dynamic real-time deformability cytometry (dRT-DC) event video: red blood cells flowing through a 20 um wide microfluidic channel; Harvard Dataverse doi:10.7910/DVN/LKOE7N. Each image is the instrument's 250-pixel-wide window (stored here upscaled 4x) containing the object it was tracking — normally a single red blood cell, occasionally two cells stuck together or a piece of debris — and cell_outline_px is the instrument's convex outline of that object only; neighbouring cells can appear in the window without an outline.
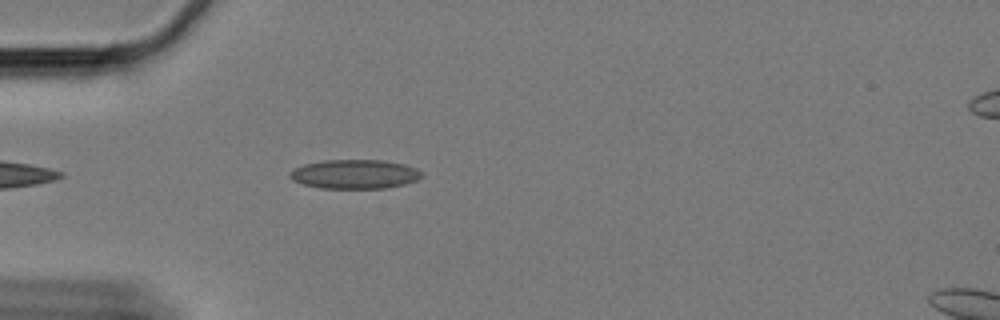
{"species": "Egyptian fruit bat (a non-hibernating species)", "species_latin": "Rousettus aegyptiacus", "temperature_condition": "cold", "stored_images_in_passage": 25, "camera_frame_rate_fps": 3000, "um_per_image_px": 0.085, "animal": {"sex": "female"}, "frame": {"image": 1, "passage_image": 5, "time_ms": 1.333, "image_size_px": [1000, 320], "cell_outline_px": [[424, 172], [416, 180], [404, 184], [384, 188], [320, 188], [304, 184], [292, 180], [288, 176], [288, 172], [304, 164], [324, 160], [384, 160], [404, 164], [416, 168]], "centroid_in_image_um": [30.14, 14.79], "position_along_channel_um": 54.9, "area_um2": 22.37}}
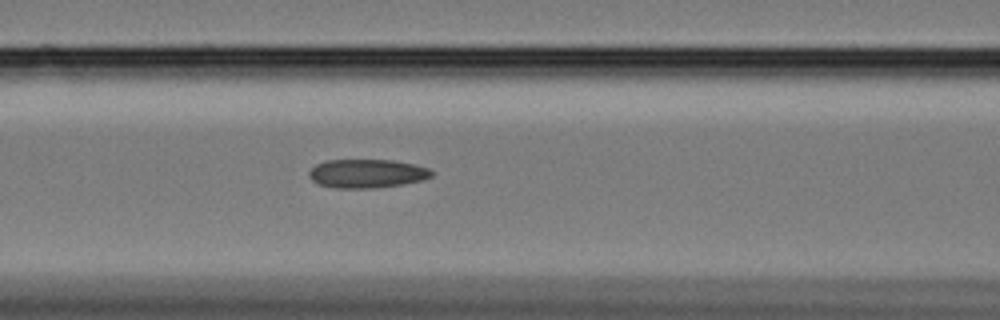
{"frame": {"image": 2, "passage_image": 13, "time_ms": 4.0, "image_size_px": [1000, 320], "cell_outline_px": [[436, 172], [432, 176], [424, 180], [376, 188], [336, 188], [320, 184], [312, 180], [308, 176], [308, 172], [316, 164], [328, 160], [392, 160], [412, 164], [428, 168]], "centroid_in_image_um": [31.2, 14.75], "position_along_channel_um": 135.4, "area_um2": 20.46}}
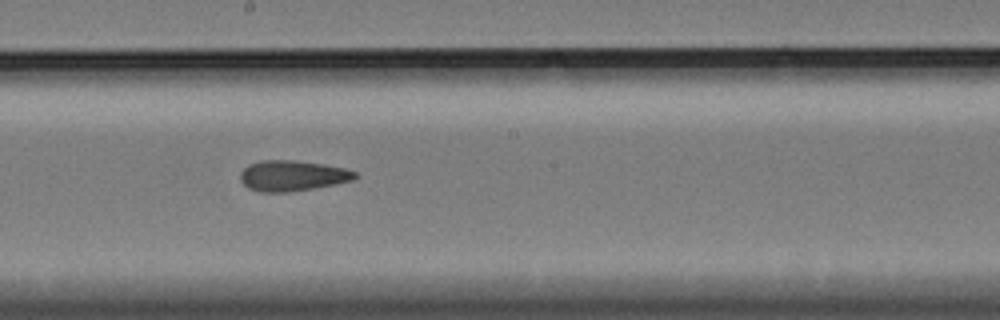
{"frame": {"image": 3, "passage_image": 21, "time_ms": 6.667, "image_size_px": [1000, 320], "cell_outline_px": [[356, 176], [352, 180], [336, 184], [288, 192], [260, 192], [248, 188], [240, 180], [240, 172], [248, 164], [264, 160], [292, 160], [320, 164], [344, 168], [356, 172]], "centroid_in_image_um": [24.8, 14.94], "position_along_channel_um": 223.4, "area_um2": 20.23}}